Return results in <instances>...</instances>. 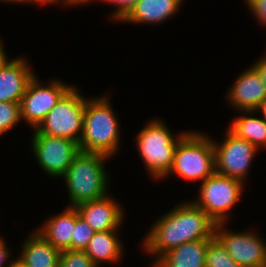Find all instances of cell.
Returning <instances> with one entry per match:
<instances>
[{
    "label": "cell",
    "mask_w": 266,
    "mask_h": 267,
    "mask_svg": "<svg viewBox=\"0 0 266 267\" xmlns=\"http://www.w3.org/2000/svg\"><path fill=\"white\" fill-rule=\"evenodd\" d=\"M216 223L192 200L175 205L162 214L142 240V249L153 257L151 266L166 252L181 244L215 236Z\"/></svg>",
    "instance_id": "cell-1"
},
{
    "label": "cell",
    "mask_w": 266,
    "mask_h": 267,
    "mask_svg": "<svg viewBox=\"0 0 266 267\" xmlns=\"http://www.w3.org/2000/svg\"><path fill=\"white\" fill-rule=\"evenodd\" d=\"M110 95L87 98L83 132L78 143L82 152L102 153L115 157L121 147V128L113 111Z\"/></svg>",
    "instance_id": "cell-2"
},
{
    "label": "cell",
    "mask_w": 266,
    "mask_h": 267,
    "mask_svg": "<svg viewBox=\"0 0 266 267\" xmlns=\"http://www.w3.org/2000/svg\"><path fill=\"white\" fill-rule=\"evenodd\" d=\"M111 156L102 153L80 151L62 176L68 192L69 207L100 199L109 194L111 178L105 162Z\"/></svg>",
    "instance_id": "cell-3"
},
{
    "label": "cell",
    "mask_w": 266,
    "mask_h": 267,
    "mask_svg": "<svg viewBox=\"0 0 266 267\" xmlns=\"http://www.w3.org/2000/svg\"><path fill=\"white\" fill-rule=\"evenodd\" d=\"M189 132L173 135L162 119L154 118L136 134L135 143L149 176L158 181L169 174L178 142Z\"/></svg>",
    "instance_id": "cell-4"
},
{
    "label": "cell",
    "mask_w": 266,
    "mask_h": 267,
    "mask_svg": "<svg viewBox=\"0 0 266 267\" xmlns=\"http://www.w3.org/2000/svg\"><path fill=\"white\" fill-rule=\"evenodd\" d=\"M216 172L213 140L201 131H189L177 144L169 175L203 182Z\"/></svg>",
    "instance_id": "cell-5"
},
{
    "label": "cell",
    "mask_w": 266,
    "mask_h": 267,
    "mask_svg": "<svg viewBox=\"0 0 266 267\" xmlns=\"http://www.w3.org/2000/svg\"><path fill=\"white\" fill-rule=\"evenodd\" d=\"M198 198L192 201L217 223H227L229 213L243 197L245 183L214 173L199 185ZM198 199V200H197Z\"/></svg>",
    "instance_id": "cell-6"
},
{
    "label": "cell",
    "mask_w": 266,
    "mask_h": 267,
    "mask_svg": "<svg viewBox=\"0 0 266 267\" xmlns=\"http://www.w3.org/2000/svg\"><path fill=\"white\" fill-rule=\"evenodd\" d=\"M87 97L72 86L46 115L36 130L40 134L65 137L79 143L84 122Z\"/></svg>",
    "instance_id": "cell-7"
},
{
    "label": "cell",
    "mask_w": 266,
    "mask_h": 267,
    "mask_svg": "<svg viewBox=\"0 0 266 267\" xmlns=\"http://www.w3.org/2000/svg\"><path fill=\"white\" fill-rule=\"evenodd\" d=\"M216 173L246 182L249 168L258 149L247 140L238 137L229 128L223 142L213 139Z\"/></svg>",
    "instance_id": "cell-8"
},
{
    "label": "cell",
    "mask_w": 266,
    "mask_h": 267,
    "mask_svg": "<svg viewBox=\"0 0 266 267\" xmlns=\"http://www.w3.org/2000/svg\"><path fill=\"white\" fill-rule=\"evenodd\" d=\"M42 84L37 75L29 81L20 103L21 121L36 129L58 100L72 87L63 80L50 79Z\"/></svg>",
    "instance_id": "cell-9"
},
{
    "label": "cell",
    "mask_w": 266,
    "mask_h": 267,
    "mask_svg": "<svg viewBox=\"0 0 266 267\" xmlns=\"http://www.w3.org/2000/svg\"><path fill=\"white\" fill-rule=\"evenodd\" d=\"M31 138L32 152L41 169L53 177H62L73 158L80 152L78 143L58 136L40 134L33 129Z\"/></svg>",
    "instance_id": "cell-10"
},
{
    "label": "cell",
    "mask_w": 266,
    "mask_h": 267,
    "mask_svg": "<svg viewBox=\"0 0 266 267\" xmlns=\"http://www.w3.org/2000/svg\"><path fill=\"white\" fill-rule=\"evenodd\" d=\"M226 223H217L215 237L228 251L229 256L241 267L266 265V242L254 230H228Z\"/></svg>",
    "instance_id": "cell-11"
},
{
    "label": "cell",
    "mask_w": 266,
    "mask_h": 267,
    "mask_svg": "<svg viewBox=\"0 0 266 267\" xmlns=\"http://www.w3.org/2000/svg\"><path fill=\"white\" fill-rule=\"evenodd\" d=\"M237 77L226 92L227 103L236 111H256L266 99V87L260 75L250 65Z\"/></svg>",
    "instance_id": "cell-12"
},
{
    "label": "cell",
    "mask_w": 266,
    "mask_h": 267,
    "mask_svg": "<svg viewBox=\"0 0 266 267\" xmlns=\"http://www.w3.org/2000/svg\"><path fill=\"white\" fill-rule=\"evenodd\" d=\"M75 208L95 232L120 230L125 219L124 208L115 198H111V194L81 203Z\"/></svg>",
    "instance_id": "cell-13"
},
{
    "label": "cell",
    "mask_w": 266,
    "mask_h": 267,
    "mask_svg": "<svg viewBox=\"0 0 266 267\" xmlns=\"http://www.w3.org/2000/svg\"><path fill=\"white\" fill-rule=\"evenodd\" d=\"M26 57H17L0 68V101L21 103L34 70Z\"/></svg>",
    "instance_id": "cell-14"
},
{
    "label": "cell",
    "mask_w": 266,
    "mask_h": 267,
    "mask_svg": "<svg viewBox=\"0 0 266 267\" xmlns=\"http://www.w3.org/2000/svg\"><path fill=\"white\" fill-rule=\"evenodd\" d=\"M185 0H139L121 23L158 25L173 18Z\"/></svg>",
    "instance_id": "cell-15"
},
{
    "label": "cell",
    "mask_w": 266,
    "mask_h": 267,
    "mask_svg": "<svg viewBox=\"0 0 266 267\" xmlns=\"http://www.w3.org/2000/svg\"><path fill=\"white\" fill-rule=\"evenodd\" d=\"M76 224V208L67 206L62 212L50 216L36 229L47 242L60 251L71 249Z\"/></svg>",
    "instance_id": "cell-16"
},
{
    "label": "cell",
    "mask_w": 266,
    "mask_h": 267,
    "mask_svg": "<svg viewBox=\"0 0 266 267\" xmlns=\"http://www.w3.org/2000/svg\"><path fill=\"white\" fill-rule=\"evenodd\" d=\"M30 234L21 244L22 250L16 259L25 267H58L61 251L54 248L36 230Z\"/></svg>",
    "instance_id": "cell-17"
},
{
    "label": "cell",
    "mask_w": 266,
    "mask_h": 267,
    "mask_svg": "<svg viewBox=\"0 0 266 267\" xmlns=\"http://www.w3.org/2000/svg\"><path fill=\"white\" fill-rule=\"evenodd\" d=\"M208 240L179 245L164 253L151 267H206Z\"/></svg>",
    "instance_id": "cell-18"
},
{
    "label": "cell",
    "mask_w": 266,
    "mask_h": 267,
    "mask_svg": "<svg viewBox=\"0 0 266 267\" xmlns=\"http://www.w3.org/2000/svg\"><path fill=\"white\" fill-rule=\"evenodd\" d=\"M118 232L119 230L95 232L89 241L84 251L97 267L101 266V263L120 262L125 256L123 241Z\"/></svg>",
    "instance_id": "cell-19"
},
{
    "label": "cell",
    "mask_w": 266,
    "mask_h": 267,
    "mask_svg": "<svg viewBox=\"0 0 266 267\" xmlns=\"http://www.w3.org/2000/svg\"><path fill=\"white\" fill-rule=\"evenodd\" d=\"M239 112L241 115L236 117L228 128L238 137L253 144L258 150L266 148V119L254 116L257 111Z\"/></svg>",
    "instance_id": "cell-20"
},
{
    "label": "cell",
    "mask_w": 266,
    "mask_h": 267,
    "mask_svg": "<svg viewBox=\"0 0 266 267\" xmlns=\"http://www.w3.org/2000/svg\"><path fill=\"white\" fill-rule=\"evenodd\" d=\"M206 267H241L228 254L221 242L214 236L208 239Z\"/></svg>",
    "instance_id": "cell-21"
},
{
    "label": "cell",
    "mask_w": 266,
    "mask_h": 267,
    "mask_svg": "<svg viewBox=\"0 0 266 267\" xmlns=\"http://www.w3.org/2000/svg\"><path fill=\"white\" fill-rule=\"evenodd\" d=\"M20 120V103L0 101V136L7 134Z\"/></svg>",
    "instance_id": "cell-22"
},
{
    "label": "cell",
    "mask_w": 266,
    "mask_h": 267,
    "mask_svg": "<svg viewBox=\"0 0 266 267\" xmlns=\"http://www.w3.org/2000/svg\"><path fill=\"white\" fill-rule=\"evenodd\" d=\"M95 231L79 216L76 209V224L71 239V250H85Z\"/></svg>",
    "instance_id": "cell-23"
},
{
    "label": "cell",
    "mask_w": 266,
    "mask_h": 267,
    "mask_svg": "<svg viewBox=\"0 0 266 267\" xmlns=\"http://www.w3.org/2000/svg\"><path fill=\"white\" fill-rule=\"evenodd\" d=\"M58 267H97L84 250L61 251Z\"/></svg>",
    "instance_id": "cell-24"
},
{
    "label": "cell",
    "mask_w": 266,
    "mask_h": 267,
    "mask_svg": "<svg viewBox=\"0 0 266 267\" xmlns=\"http://www.w3.org/2000/svg\"><path fill=\"white\" fill-rule=\"evenodd\" d=\"M108 3L115 6V10L111 13V20L121 22L132 10L139 0H103L102 3Z\"/></svg>",
    "instance_id": "cell-25"
},
{
    "label": "cell",
    "mask_w": 266,
    "mask_h": 267,
    "mask_svg": "<svg viewBox=\"0 0 266 267\" xmlns=\"http://www.w3.org/2000/svg\"><path fill=\"white\" fill-rule=\"evenodd\" d=\"M247 8L257 19L258 24L266 26V0H244Z\"/></svg>",
    "instance_id": "cell-26"
},
{
    "label": "cell",
    "mask_w": 266,
    "mask_h": 267,
    "mask_svg": "<svg viewBox=\"0 0 266 267\" xmlns=\"http://www.w3.org/2000/svg\"><path fill=\"white\" fill-rule=\"evenodd\" d=\"M8 244L2 237L0 239V267H11L15 259L10 260V249L7 246Z\"/></svg>",
    "instance_id": "cell-27"
},
{
    "label": "cell",
    "mask_w": 266,
    "mask_h": 267,
    "mask_svg": "<svg viewBox=\"0 0 266 267\" xmlns=\"http://www.w3.org/2000/svg\"><path fill=\"white\" fill-rule=\"evenodd\" d=\"M252 66L257 70L266 87V55L260 57Z\"/></svg>",
    "instance_id": "cell-28"
},
{
    "label": "cell",
    "mask_w": 266,
    "mask_h": 267,
    "mask_svg": "<svg viewBox=\"0 0 266 267\" xmlns=\"http://www.w3.org/2000/svg\"><path fill=\"white\" fill-rule=\"evenodd\" d=\"M93 1H100V3H101V1H103V0H56V2H55V4H60V3H62L63 4V6H65V5H67V6H80L81 7V5L83 6V5H85V4H89V3H92Z\"/></svg>",
    "instance_id": "cell-29"
},
{
    "label": "cell",
    "mask_w": 266,
    "mask_h": 267,
    "mask_svg": "<svg viewBox=\"0 0 266 267\" xmlns=\"http://www.w3.org/2000/svg\"><path fill=\"white\" fill-rule=\"evenodd\" d=\"M3 41L0 39V68H2L3 66H5L9 61H11V59L7 58L8 54H6L5 52V48L3 46Z\"/></svg>",
    "instance_id": "cell-30"
},
{
    "label": "cell",
    "mask_w": 266,
    "mask_h": 267,
    "mask_svg": "<svg viewBox=\"0 0 266 267\" xmlns=\"http://www.w3.org/2000/svg\"><path fill=\"white\" fill-rule=\"evenodd\" d=\"M28 4H38V5H40V4H44V5H46V4H48V5H54L55 4V2H56V0H25Z\"/></svg>",
    "instance_id": "cell-31"
},
{
    "label": "cell",
    "mask_w": 266,
    "mask_h": 267,
    "mask_svg": "<svg viewBox=\"0 0 266 267\" xmlns=\"http://www.w3.org/2000/svg\"><path fill=\"white\" fill-rule=\"evenodd\" d=\"M256 111L258 114L261 113V116L266 119V99L261 103V105Z\"/></svg>",
    "instance_id": "cell-32"
},
{
    "label": "cell",
    "mask_w": 266,
    "mask_h": 267,
    "mask_svg": "<svg viewBox=\"0 0 266 267\" xmlns=\"http://www.w3.org/2000/svg\"><path fill=\"white\" fill-rule=\"evenodd\" d=\"M0 2H1V3H2V2H3V3L5 2V3H8V4H9V3H12V4H14V3H16V4H17V3H18V4H19V3H20V4H21V3H22V4H28L25 0H0ZM13 2H14V3H13Z\"/></svg>",
    "instance_id": "cell-33"
},
{
    "label": "cell",
    "mask_w": 266,
    "mask_h": 267,
    "mask_svg": "<svg viewBox=\"0 0 266 267\" xmlns=\"http://www.w3.org/2000/svg\"><path fill=\"white\" fill-rule=\"evenodd\" d=\"M11 267H25L23 264H21L16 258L15 261L13 262Z\"/></svg>",
    "instance_id": "cell-34"
}]
</instances>
